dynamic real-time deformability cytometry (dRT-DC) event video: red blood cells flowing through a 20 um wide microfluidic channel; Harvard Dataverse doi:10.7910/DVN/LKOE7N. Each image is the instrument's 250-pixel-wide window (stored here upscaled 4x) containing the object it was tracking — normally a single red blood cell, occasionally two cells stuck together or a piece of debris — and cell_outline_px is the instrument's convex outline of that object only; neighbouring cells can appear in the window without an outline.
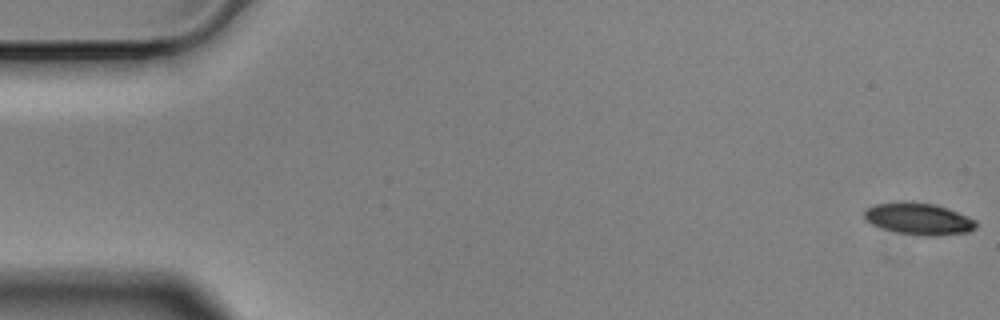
{"species": "Egyptian fruit bat (a non-hibernating species)", "species_latin": "Rousettus aegyptiacus", "temperature_condition": "cold", "stored_images_in_passage": 57, "camera_frame_rate_fps": 3000, "um_per_image_px": 0.085, "animal": {"sex": "male"}, "frame": {"image": 1, "passage_image": 1, "time_ms": 0.0, "image_size_px": [1000, 320], "cell_outline_px": [[976, 228], [968, 232], [936, 236], [916, 236], [896, 232], [880, 228], [872, 224], [864, 216], [864, 212], [868, 208], [876, 204], [936, 204], [948, 208], [976, 220]], "centroid_in_image_um": [78.14, 18.66], "position_along_channel_um": 6.9, "area_um2": 20.11}}
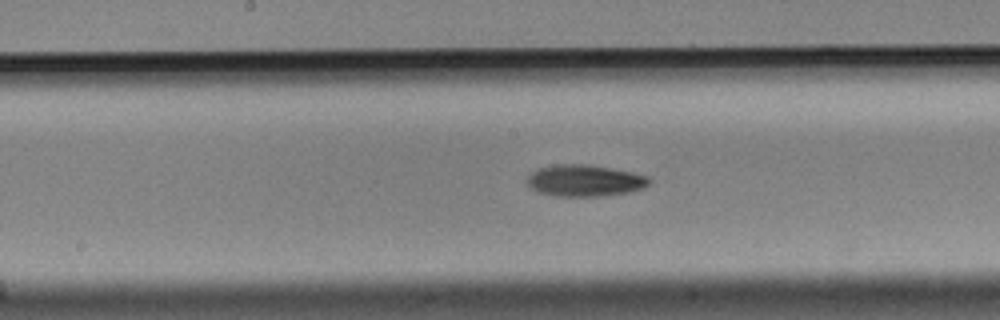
{"frame": {"image": 2, "passage_image": 29, "time_ms": 9.333, "image_size_px": [1000, 320], "cell_outline_px": [[652, 180], [644, 188], [628, 192], [604, 196], [556, 196], [536, 192], [524, 184], [524, 180], [532, 172], [540, 168], [560, 164], [588, 164], [612, 168], [632, 172], [648, 176]], "centroid_in_image_um": [49.67, 15.36], "position_along_channel_um": 198.5, "area_um2": 22.77}}
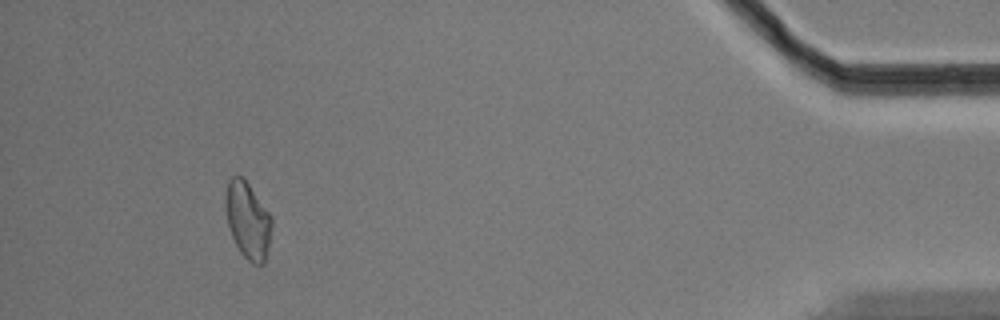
{"frame": {"image": 3, "passage_image": 53, "time_ms": 17.333, "image_size_px": [1000, 320], "cell_outline_px": [[272, 224], [264, 264], [252, 264], [240, 252], [232, 236], [228, 224], [224, 208], [224, 196], [228, 180], [232, 176], [244, 176], [272, 216]], "centroid_in_image_um": [21.04, 18.66], "position_along_channel_um": 414.2, "area_um2": 20.87}}